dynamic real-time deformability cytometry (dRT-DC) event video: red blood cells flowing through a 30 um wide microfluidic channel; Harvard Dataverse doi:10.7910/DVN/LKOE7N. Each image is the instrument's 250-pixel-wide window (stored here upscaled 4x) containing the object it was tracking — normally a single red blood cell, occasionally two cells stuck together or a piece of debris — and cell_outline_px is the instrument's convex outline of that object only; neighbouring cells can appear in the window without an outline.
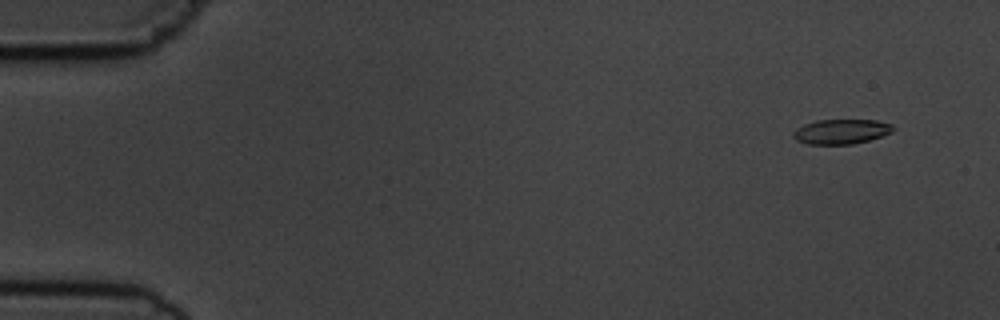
{"species": "common noctule bat (a hibernating species)", "species_latin": "Nyctalus noctula", "temperature_condition": "cold", "stored_images_in_passage": 6, "camera_frame_rate_fps": 3000, "um_per_image_px": 0.085, "animal": {"sex": "male", "body_mass_g": 19.5, "forearm_length_mm": 54.6}, "frame": {"image": 1, "passage_image": 2, "time_ms": 1.0, "image_size_px": [1000, 320], "cell_outline_px": [[896, 128], [892, 132], [868, 140], [852, 144], [808, 144], [796, 140], [792, 136], [792, 132], [796, 128], [804, 124], [816, 120], [876, 120], [892, 124]], "centroid_in_image_um": [71.48, 11.18], "position_along_channel_um": 13.5, "area_um2": 14.45}}
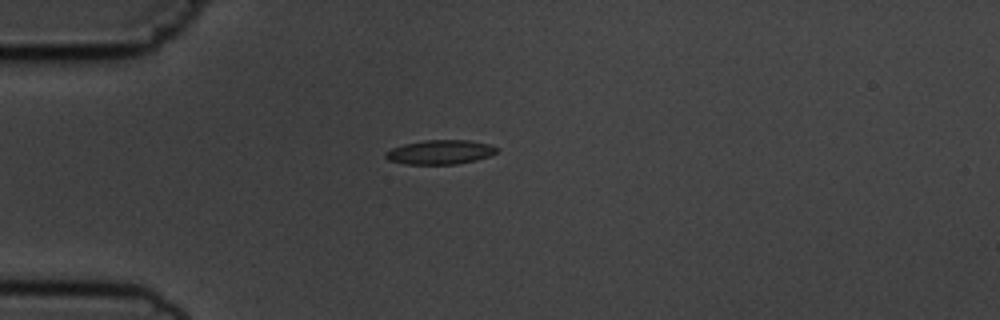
{"frame": {"image": 2, "passage_image": 5, "time_ms": 4.667, "image_size_px": [1000, 320], "cell_outline_px": [[500, 148], [496, 152], [488, 156], [476, 160], [456, 164], [404, 164], [388, 160], [384, 156], [384, 152], [392, 148], [404, 144], [424, 140], [468, 140], [488, 144]], "centroid_in_image_um": [37.38, 12.93], "position_along_channel_um": 47.6, "area_um2": 15.72}}